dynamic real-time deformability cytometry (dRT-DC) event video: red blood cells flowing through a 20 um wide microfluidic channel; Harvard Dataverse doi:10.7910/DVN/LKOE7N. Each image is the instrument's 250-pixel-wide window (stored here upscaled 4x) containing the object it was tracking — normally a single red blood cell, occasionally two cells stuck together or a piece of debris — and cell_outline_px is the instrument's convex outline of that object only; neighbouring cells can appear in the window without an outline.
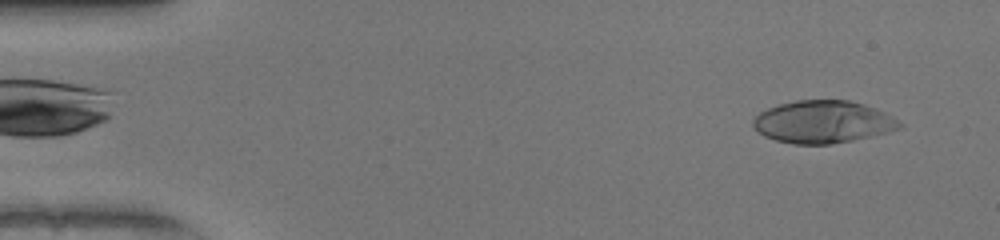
{"species": "human", "species_latin": "Homo sapiens", "temperature_condition": "warm", "stored_images_in_passage": 50, "camera_frame_rate_fps": 3000, "um_per_image_px": 0.085, "donor": {"sex": "female"}, "frame": {"image": 1, "passage_image": 3, "time_ms": 0.667, "image_size_px": [1000, 240], "cell_outline_px": [[904, 128], [888, 132], [852, 140], [828, 144], [792, 144], [776, 140], [764, 136], [752, 124], [752, 120], [760, 112], [768, 108], [780, 104], [796, 100], [848, 100], [864, 104], [876, 108], [892, 116], [904, 124]], "centroid_in_image_um": [69.98, 10.36], "position_along_channel_um": 15.0, "area_um2": 36.18}}
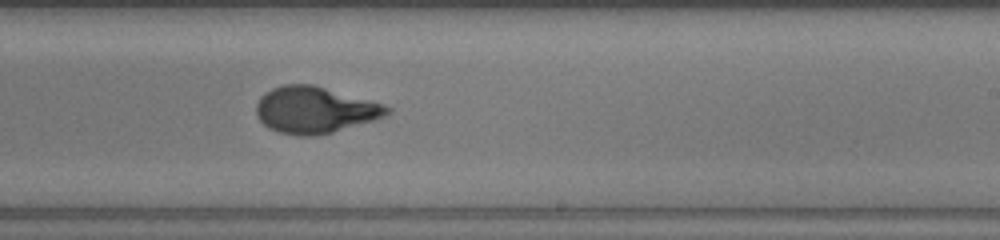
{"frame": {"image": 2, "passage_image": 30, "time_ms": 9.667, "image_size_px": [1000, 240], "cell_outline_px": [[392, 112], [384, 116], [372, 120], [332, 132], [312, 136], [300, 136], [280, 132], [268, 128], [260, 120], [256, 112], [256, 104], [260, 96], [264, 92], [272, 88], [284, 84], [312, 84], [384, 104], [392, 108]], "centroid_in_image_um": [26.73, 9.33], "position_along_channel_um": 262.3, "area_um2": 35.26}}
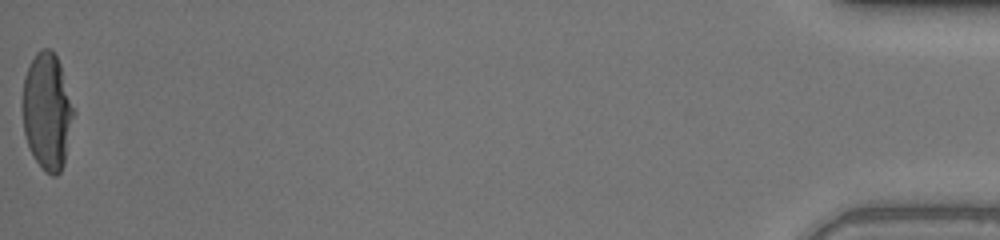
{"frame": {"image": 3, "passage_image": 50, "time_ms": 16.333, "image_size_px": [1000, 240], "cell_outline_px": [[76, 112], [64, 164], [60, 172], [56, 176], [52, 176], [36, 160], [28, 148], [24, 132], [24, 76], [36, 52], [40, 48], [48, 48], [56, 56], [60, 64], [76, 108]], "centroid_in_image_um": [4.06, 9.46], "position_along_channel_um": 431.1, "area_um2": 34.85}, "authors_computed_cell_mechanics": {"area_um2": 35.258, "velocity_mm_per_s": 4.0932, "shape_relaxation_time_tau1_ms": 6.8445, "shape_relaxation_time_tau2_ms": null, "deformation_change_tau1": 0.342, "deformation_change_tau2": null}}